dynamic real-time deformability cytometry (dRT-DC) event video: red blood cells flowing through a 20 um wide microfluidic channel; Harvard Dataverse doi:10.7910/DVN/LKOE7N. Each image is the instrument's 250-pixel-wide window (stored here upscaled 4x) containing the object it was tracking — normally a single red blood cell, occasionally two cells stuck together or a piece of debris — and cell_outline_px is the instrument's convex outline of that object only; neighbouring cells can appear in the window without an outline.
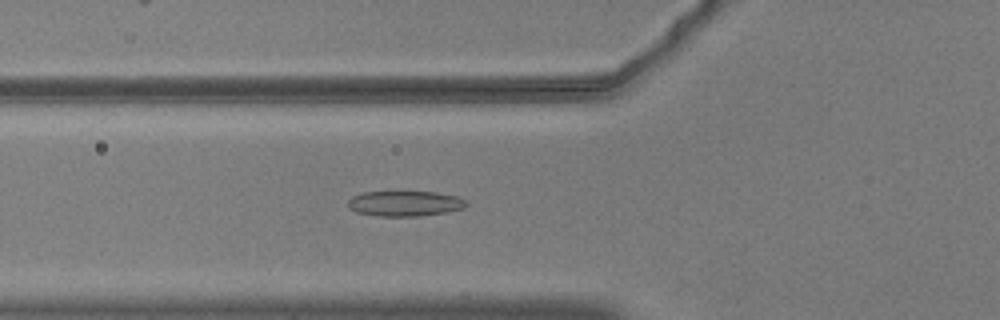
{"species": "common noctule bat (a hibernating species)", "species_latin": "Nyctalus noctula", "temperature_condition": "warm", "stored_images_in_passage": 57, "camera_frame_rate_fps": 3000, "um_per_image_px": 0.085, "animal": {"sex": "male", "body_mass_g": 20.5, "forearm_length_mm": 52.5}, "frame": {"image": 1, "passage_image": 22, "time_ms": 7.0, "image_size_px": [1000, 320], "cell_outline_px": [[468, 204], [464, 208], [448, 212], [420, 216], [376, 216], [356, 212], [348, 208], [348, 200], [352, 196], [364, 192], [436, 192], [456, 196], [464, 200]], "centroid_in_image_um": [34.4, 17.31], "position_along_channel_um": 91.4, "area_um2": 17.51}}
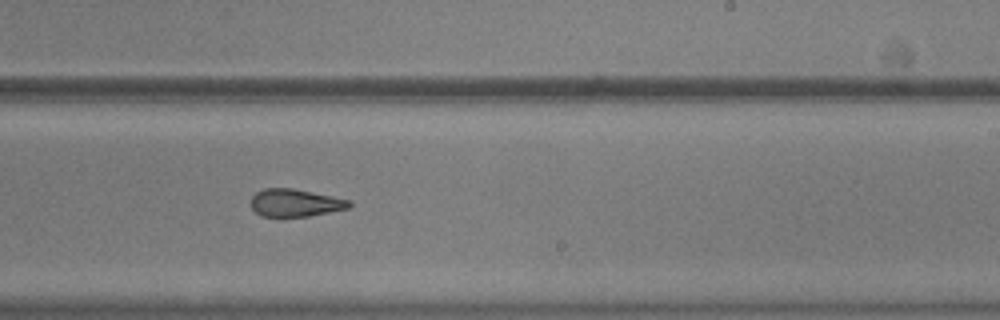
{"frame": {"image": 2, "passage_image": 36, "time_ms": 11.667, "image_size_px": [1000, 320], "cell_outline_px": [[352, 208], [308, 216], [260, 216], [252, 208], [252, 196], [256, 192], [264, 188], [292, 188], [352, 200]], "centroid_in_image_um": [25.14, 17.24], "position_along_channel_um": 263.9, "area_um2": 15.84}}
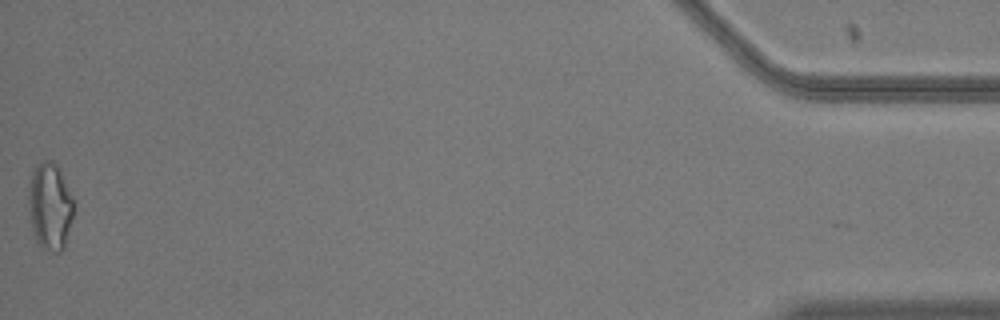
{"frame": {"image": 3, "passage_image": 57, "time_ms": 18.667, "image_size_px": [1000, 320], "cell_outline_px": [[72, 216], [64, 248], [60, 252], [52, 252], [44, 248], [36, 240], [32, 228], [28, 208], [28, 188], [32, 172], [44, 160], [52, 160], [60, 168], [72, 200]], "centroid_in_image_um": [4.22, 17.53], "position_along_channel_um": 431.0, "area_um2": 22.54}, "authors_computed_cell_mechanics": {"area_um2": 18.1492, "velocity_mm_per_s": 3.6794, "shape_relaxation_time_tau1_ms": null, "shape_relaxation_time_tau2_ms": 3.6178, "deformation_change_tau1": null, "deformation_change_tau2": 0.1287}}